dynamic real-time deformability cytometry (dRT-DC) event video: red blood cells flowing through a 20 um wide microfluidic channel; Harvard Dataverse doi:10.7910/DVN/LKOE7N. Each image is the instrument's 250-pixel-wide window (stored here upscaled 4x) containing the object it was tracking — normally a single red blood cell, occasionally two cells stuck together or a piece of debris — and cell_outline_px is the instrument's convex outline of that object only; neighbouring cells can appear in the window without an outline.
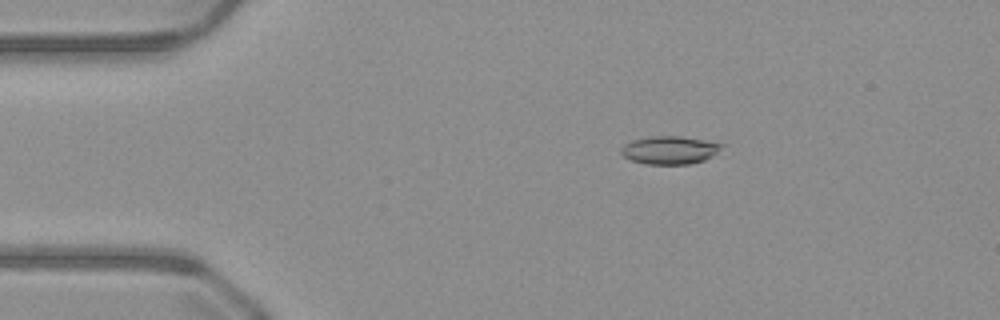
{"species": "common noctule bat (a hibernating species)", "species_latin": "Nyctalus noctula", "temperature_condition": "warm", "stored_images_in_passage": 46, "camera_frame_rate_fps": 3000, "um_per_image_px": 0.085, "animal": {"sex": "male", "body_mass_g": 23.1, "forearm_length_mm": 52.7}, "frame": {"image": 1, "passage_image": 5, "time_ms": 1.333, "image_size_px": [1000, 320], "cell_outline_px": [[724, 144], [712, 156], [704, 160], [688, 164], [644, 164], [632, 160], [624, 156], [620, 152], [620, 148], [624, 144], [632, 140], [652, 136], [680, 136], [704, 140]], "centroid_in_image_um": [56.88, 12.75], "position_along_channel_um": 28.1, "area_um2": 16.3}}
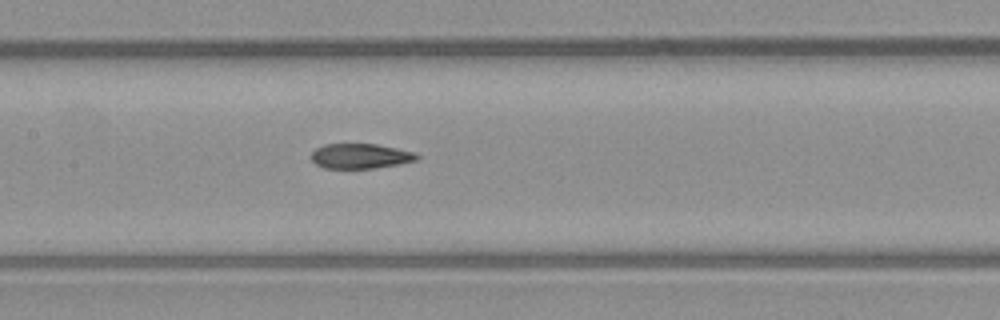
{"frame": {"image": 2, "passage_image": 20, "time_ms": 6.333, "image_size_px": [1000, 320], "cell_outline_px": [[420, 156], [416, 160], [400, 164], [376, 168], [324, 168], [316, 164], [312, 160], [312, 152], [316, 148], [324, 144], [376, 144], [416, 152]], "centroid_in_image_um": [30.66, 13.27], "position_along_channel_um": 176.7, "area_um2": 15.37}}
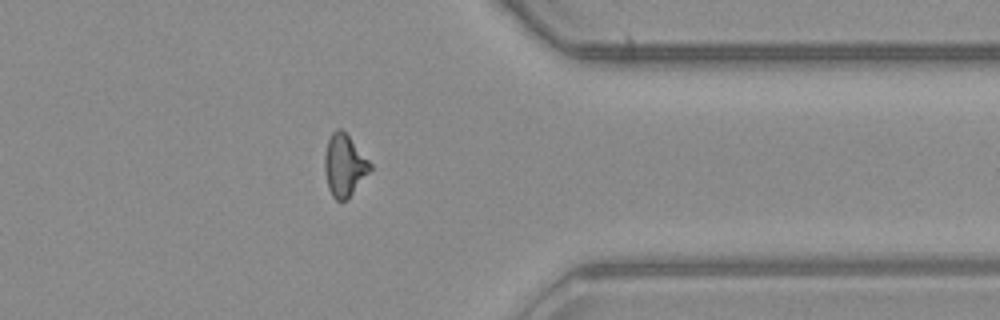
{"frame": {"image": 3, "passage_image": 36, "time_ms": 11.667, "image_size_px": [1000, 320], "cell_outline_px": [[372, 168], [352, 192], [344, 200], [336, 200], [332, 196], [328, 188], [324, 168], [324, 156], [328, 140], [332, 132], [336, 128], [340, 128], [348, 136], [372, 164]], "centroid_in_image_um": [29.24, 14.03], "position_along_channel_um": 382.2, "area_um2": 16.01}, "authors_computed_cell_mechanics": {"area_um2": 16.3863, "velocity_mm_per_s": 4.0995, "shape_relaxation_time_tau1_ms": null, "shape_relaxation_time_tau2_ms": 2.212, "deformation_change_tau1": null, "deformation_change_tau2": 0.0998}}